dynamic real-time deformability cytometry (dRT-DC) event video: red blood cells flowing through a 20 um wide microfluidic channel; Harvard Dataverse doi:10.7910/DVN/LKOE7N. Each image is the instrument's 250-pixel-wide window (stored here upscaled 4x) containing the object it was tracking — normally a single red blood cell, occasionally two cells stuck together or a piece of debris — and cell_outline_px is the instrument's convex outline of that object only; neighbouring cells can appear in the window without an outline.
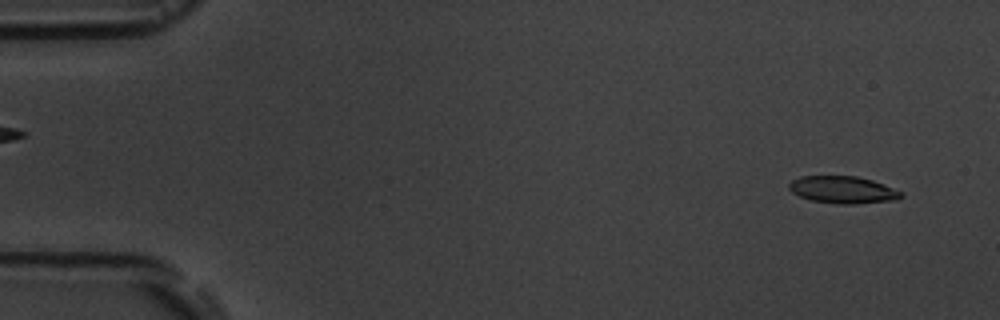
{"species": "common noctule bat (a hibernating species)", "species_latin": "Nyctalus noctula", "temperature_condition": "room temperature", "stored_images_in_passage": 7, "camera_frame_rate_fps": 3000, "um_per_image_px": 0.085, "animal": {"sex": "male", "body_mass_g": 19.5, "forearm_length_mm": 54.6}, "frame": {"image": 1, "passage_image": 1, "time_ms": 0.0, "image_size_px": [1000, 320], "cell_outline_px": [[904, 196], [896, 200], [856, 204], [836, 204], [812, 200], [800, 196], [792, 192], [788, 188], [788, 184], [792, 180], [800, 176], [856, 176], [872, 180], [904, 192]], "centroid_in_image_um": [71.66, 16.13], "position_along_channel_um": 13.3, "area_um2": 17.86}}
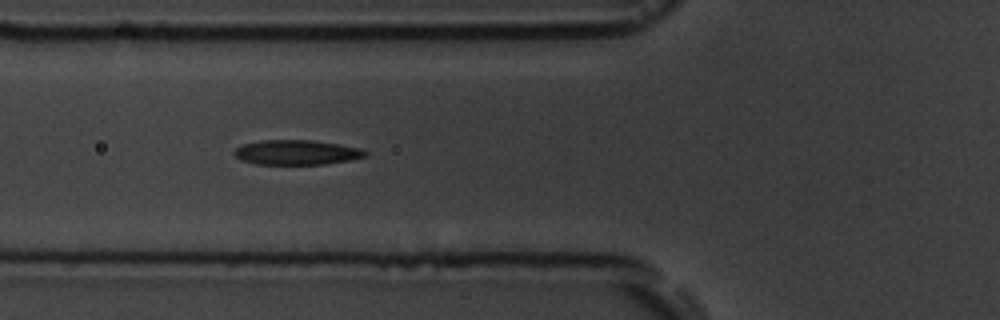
{"frame": {"image": 2, "passage_image": 6, "time_ms": 5.667, "image_size_px": [1000, 320], "cell_outline_px": [[368, 156], [348, 160], [324, 164], [256, 164], [240, 160], [232, 152], [240, 144], [260, 140], [312, 140], [340, 144], [364, 148], [368, 152]], "centroid_in_image_um": [25.22, 12.94], "position_along_channel_um": 100.6, "area_um2": 19.19}}
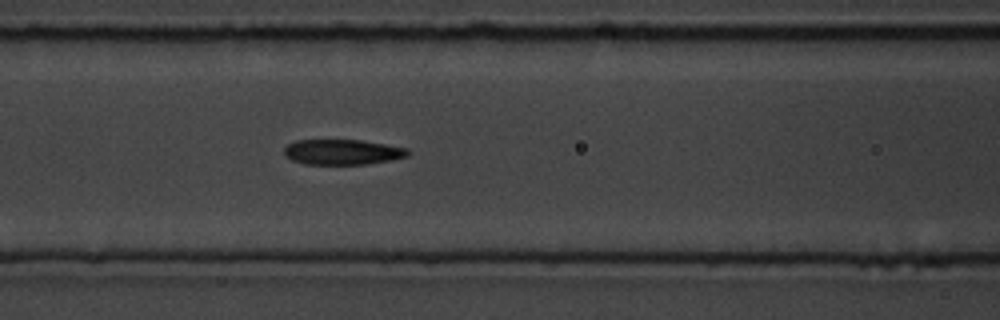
{"frame": {"image": 3, "passage_image": 7, "time_ms": 6.667, "image_size_px": [1000, 320], "cell_outline_px": [[412, 152], [408, 156], [368, 164], [304, 164], [292, 160], [284, 156], [284, 148], [288, 144], [296, 140], [360, 140], [408, 148]], "centroid_in_image_um": [29.1, 12.92], "position_along_channel_um": 137.5, "area_um2": 18.26}}